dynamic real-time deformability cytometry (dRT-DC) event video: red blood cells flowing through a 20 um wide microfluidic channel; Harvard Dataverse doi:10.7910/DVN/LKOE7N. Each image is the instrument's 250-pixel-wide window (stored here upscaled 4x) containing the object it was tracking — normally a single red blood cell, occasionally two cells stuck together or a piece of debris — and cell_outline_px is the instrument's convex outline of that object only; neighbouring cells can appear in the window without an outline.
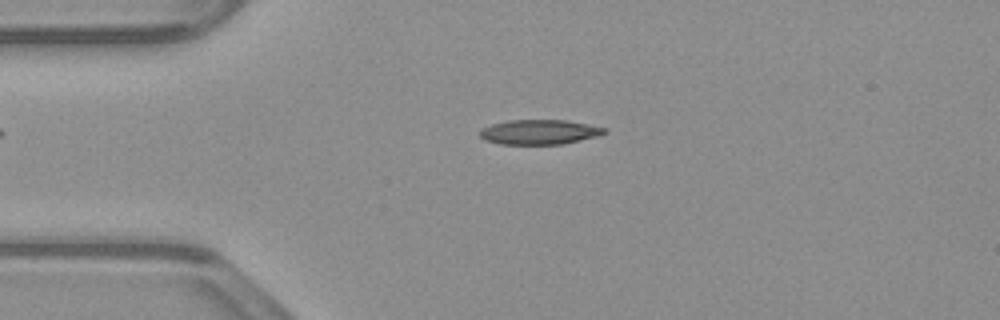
{"species": "common noctule bat (a hibernating species)", "species_latin": "Nyctalus noctula", "temperature_condition": "warm", "stored_images_in_passage": 47, "camera_frame_rate_fps": 3000, "um_per_image_px": 0.085, "animal": {"sex": "male", "body_mass_g": 23.1, "forearm_length_mm": 52.7}, "frame": {"image": 1, "passage_image": 7, "time_ms": 2.0, "image_size_px": [1000, 320], "cell_outline_px": [[608, 132], [600, 136], [564, 144], [500, 144], [484, 140], [480, 136], [480, 128], [492, 124], [508, 120], [564, 120], [588, 124], [608, 128]], "centroid_in_image_um": [45.88, 11.22], "position_along_channel_um": 39.1, "area_um2": 18.21}}
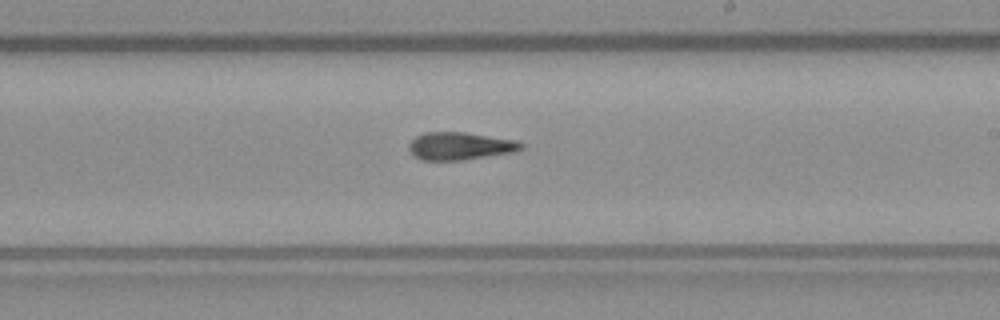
{"frame": {"image": 2, "passage_image": 25, "time_ms": 8.0, "image_size_px": [1000, 320], "cell_outline_px": [[524, 148], [516, 152], [464, 160], [420, 160], [408, 148], [408, 144], [416, 136], [424, 132], [464, 132], [516, 140], [524, 144]], "centroid_in_image_um": [39.13, 12.41], "position_along_channel_um": 249.9, "area_um2": 18.21}}
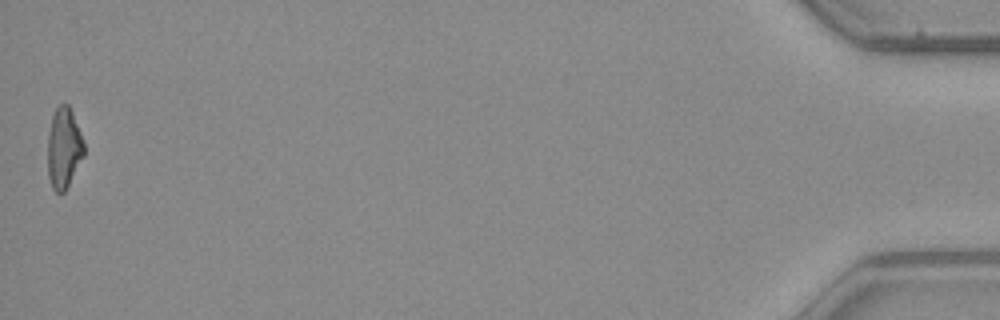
{"frame": {"image": 3, "passage_image": 47, "time_ms": 15.333, "image_size_px": [1000, 320], "cell_outline_px": [[84, 156], [64, 192], [56, 192], [52, 188], [48, 176], [48, 136], [52, 116], [56, 108], [60, 104], [68, 104], [72, 112], [80, 132], [84, 144]], "centroid_in_image_um": [5.42, 12.59], "position_along_channel_um": 429.8, "area_um2": 16.88}, "authors_computed_cell_mechanics": {"area_um2": 18.207, "velocity_mm_per_s": 3.92, "shape_relaxation_time_tau1_ms": null, "shape_relaxation_time_tau2_ms": 7.9245, "deformation_change_tau1": null, "deformation_change_tau2": 0.2053}}